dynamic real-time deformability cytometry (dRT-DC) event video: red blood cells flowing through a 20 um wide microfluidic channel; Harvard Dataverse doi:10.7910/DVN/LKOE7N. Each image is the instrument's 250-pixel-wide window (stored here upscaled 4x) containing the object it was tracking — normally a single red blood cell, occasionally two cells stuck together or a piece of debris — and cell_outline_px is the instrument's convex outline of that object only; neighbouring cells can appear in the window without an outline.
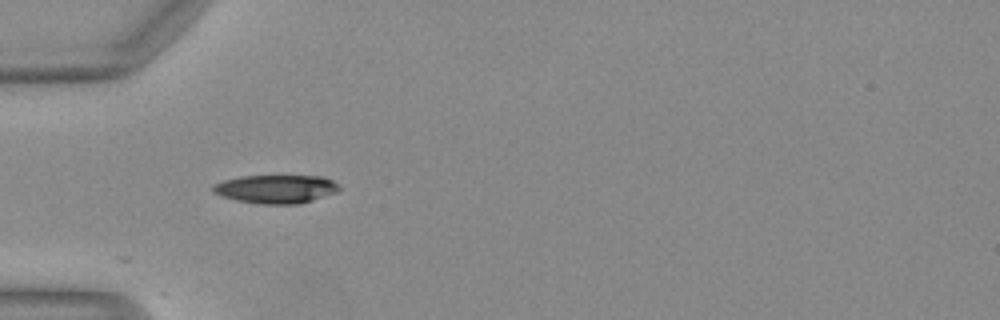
{"species": "Egyptian fruit bat (a non-hibernating species)", "species_latin": "Rousettus aegyptiacus", "temperature_condition": "warm", "stored_images_in_passage": 27, "camera_frame_rate_fps": 3000, "um_per_image_px": 0.085, "animal": {"sex": "female"}, "frame": {"image": 1, "passage_image": 1, "time_ms": 0.0, "image_size_px": [1000, 320], "cell_outline_px": [[340, 188], [336, 192], [300, 204], [260, 204], [236, 200], [212, 192], [212, 184], [224, 180], [240, 176], [324, 176], [332, 180]], "centroid_in_image_um": [23.43, 16.06], "position_along_channel_um": 61.6, "area_um2": 20.87}}